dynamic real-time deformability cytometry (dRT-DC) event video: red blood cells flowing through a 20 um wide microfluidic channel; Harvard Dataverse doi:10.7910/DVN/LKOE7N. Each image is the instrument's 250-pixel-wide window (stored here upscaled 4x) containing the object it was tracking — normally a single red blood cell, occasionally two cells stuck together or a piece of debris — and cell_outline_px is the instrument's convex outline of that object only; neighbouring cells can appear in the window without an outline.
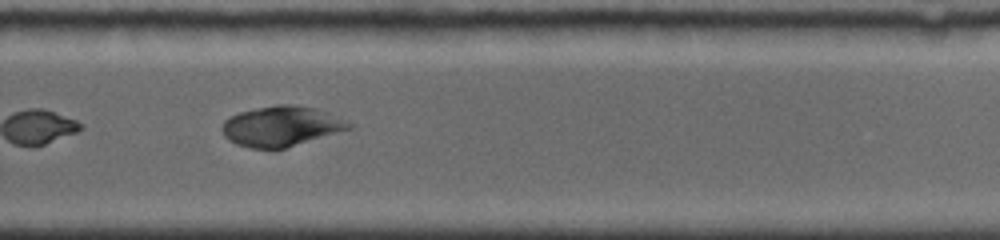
{"species": "common noctule bat (a hibernating species)", "species_latin": "Nyctalus noctula", "temperature_condition": "room temperature", "stored_images_in_passage": 17, "camera_frame_rate_fps": 4000, "um_per_image_px": 0.085, "animal": {"sex": "female", "body_mass_g": 19.0, "forearm_length_mm": 56.7}, "frame": {"image": 1, "passage_image": 10, "time_ms": 6.75, "image_size_px": [1000, 240], "cell_outline_px": [[352, 128], [284, 148], [248, 148], [236, 144], [228, 140], [224, 136], [220, 128], [224, 120], [240, 112], [276, 104], [296, 104], [316, 108], [328, 112], [352, 124]], "centroid_in_image_um": [23.87, 10.72], "position_along_channel_um": 305.9, "area_um2": 29.54}}